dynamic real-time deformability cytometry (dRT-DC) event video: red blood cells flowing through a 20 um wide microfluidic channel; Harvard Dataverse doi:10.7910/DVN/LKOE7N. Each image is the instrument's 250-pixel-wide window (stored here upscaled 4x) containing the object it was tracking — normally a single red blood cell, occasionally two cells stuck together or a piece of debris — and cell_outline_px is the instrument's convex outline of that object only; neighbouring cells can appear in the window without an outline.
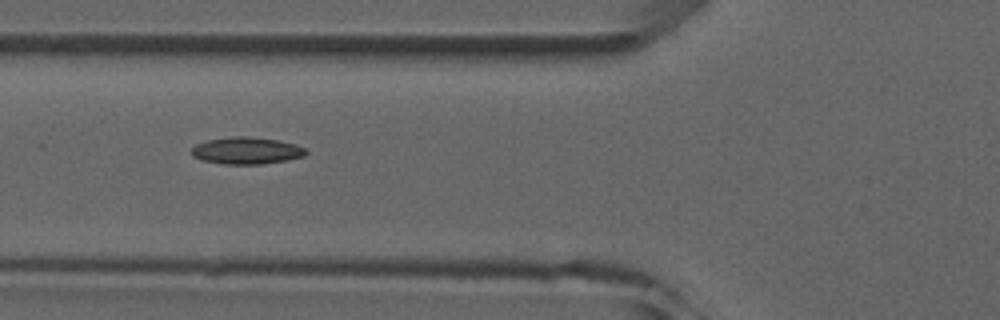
{"species": "common noctule bat (a hibernating species)", "species_latin": "Nyctalus noctula", "temperature_condition": "room temperature", "stored_images_in_passage": 8, "camera_frame_rate_fps": 3000, "um_per_image_px": 0.085, "animal": {"sex": "male", "forearm_length_mm": 52.5}, "frame": {"image": 1, "passage_image": 6, "time_ms": 5.333, "image_size_px": [1000, 320], "cell_outline_px": [[308, 152], [304, 156], [288, 160], [260, 164], [224, 164], [200, 160], [192, 156], [192, 148], [196, 144], [208, 140], [232, 136], [248, 136], [280, 140], [296, 144], [308, 148]], "centroid_in_image_um": [20.99, 12.8], "position_along_channel_um": 104.8, "area_um2": 18.21}}
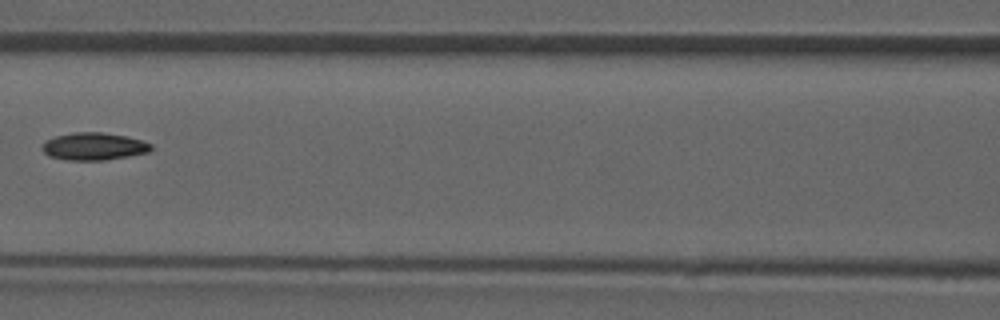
{"frame": {"image": 2, "passage_image": 7, "time_ms": 6.667, "image_size_px": [1000, 320], "cell_outline_px": [[152, 148], [148, 152], [128, 156], [104, 160], [68, 160], [48, 156], [40, 148], [44, 140], [56, 136], [72, 132], [100, 132], [124, 136], [140, 140], [152, 144]], "centroid_in_image_um": [7.91, 12.44], "position_along_channel_um": 158.7, "area_um2": 17.4}}